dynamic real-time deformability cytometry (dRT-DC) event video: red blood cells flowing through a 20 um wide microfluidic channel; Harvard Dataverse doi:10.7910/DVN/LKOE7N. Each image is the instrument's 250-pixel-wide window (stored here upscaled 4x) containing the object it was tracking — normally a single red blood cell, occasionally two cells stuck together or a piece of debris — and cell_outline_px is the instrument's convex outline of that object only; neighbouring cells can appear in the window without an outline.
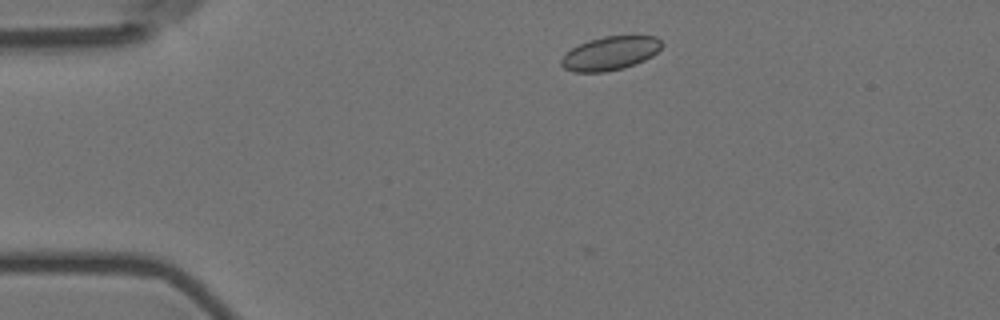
{"species": "Egyptian fruit bat (a non-hibernating species)", "species_latin": "Rousettus aegyptiacus", "temperature_condition": "room temperature", "stored_images_in_passage": 12, "camera_frame_rate_fps": 3000, "um_per_image_px": 0.085, "animal": {"sex": "female"}, "frame": {"image": 1, "passage_image": 2, "time_ms": 0.333, "image_size_px": [1000, 320], "cell_outline_px": [[664, 44], [652, 56], [636, 64], [624, 68], [604, 72], [572, 72], [564, 68], [560, 64], [560, 60], [564, 52], [588, 40], [604, 36], [656, 36]], "centroid_in_image_um": [51.84, 4.54], "position_along_channel_um": 33.2, "area_um2": 19.88}}
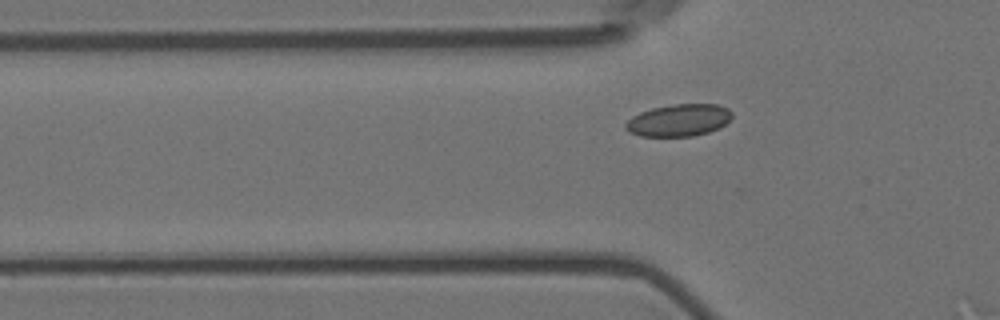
{"frame": {"image": 2, "passage_image": 9, "time_ms": 2.667, "image_size_px": [1000, 320], "cell_outline_px": [[732, 116], [720, 128], [708, 132], [692, 136], [640, 136], [628, 132], [624, 128], [624, 124], [632, 116], [640, 112], [652, 108], [676, 104], [716, 104], [728, 108], [732, 112]], "centroid_in_image_um": [57.67, 10.22], "position_along_channel_um": 68.1, "area_um2": 19.94}}